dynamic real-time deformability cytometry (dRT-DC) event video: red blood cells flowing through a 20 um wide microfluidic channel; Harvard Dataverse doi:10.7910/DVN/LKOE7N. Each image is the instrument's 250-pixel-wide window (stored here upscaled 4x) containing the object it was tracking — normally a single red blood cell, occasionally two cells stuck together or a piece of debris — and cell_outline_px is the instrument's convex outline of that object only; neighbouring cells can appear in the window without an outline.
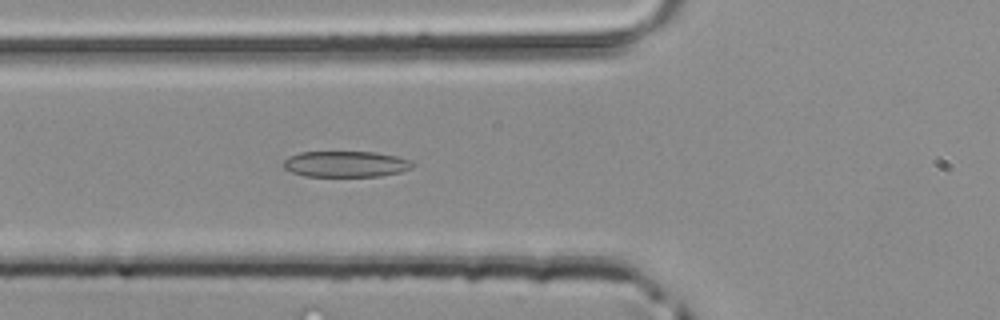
{"species": "common noctule bat (a hibernating species)", "species_latin": "Nyctalus noctula", "temperature_condition": "room temperature", "stored_images_in_passage": 37, "camera_frame_rate_fps": 3000, "um_per_image_px": 0.085, "animal": {"sex": "male", "body_mass_g": 20.4}, "frame": {"image": 1, "passage_image": 8, "time_ms": 2.333, "image_size_px": [1000, 320], "cell_outline_px": [[416, 164], [412, 168], [400, 172], [380, 176], [304, 176], [292, 172], [284, 168], [284, 160], [288, 156], [300, 152], [376, 152], [396, 156], [412, 160]], "centroid_in_image_um": [29.42, 13.94], "position_along_channel_um": 96.4, "area_um2": 19.65}}
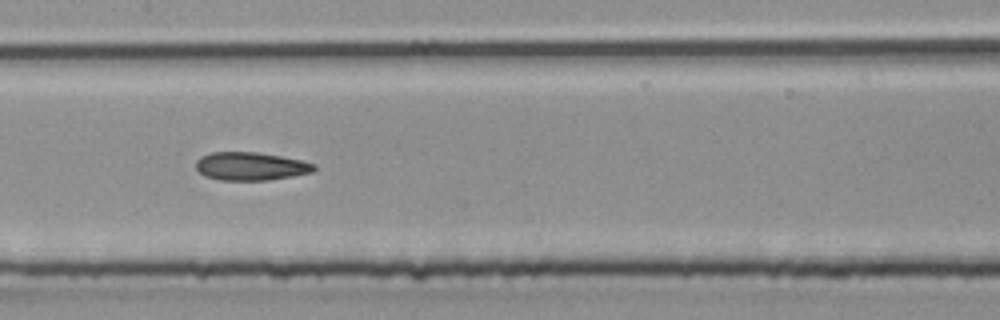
{"frame": {"image": 2, "passage_image": 14, "time_ms": 4.333, "image_size_px": [1000, 320], "cell_outline_px": [[316, 168], [312, 172], [292, 176], [268, 180], [220, 180], [204, 176], [196, 168], [196, 160], [200, 156], [212, 152], [256, 152], [280, 156], [300, 160], [316, 164]], "centroid_in_image_um": [21.29, 14.13], "position_along_channel_um": 186.1, "area_um2": 19.36}}
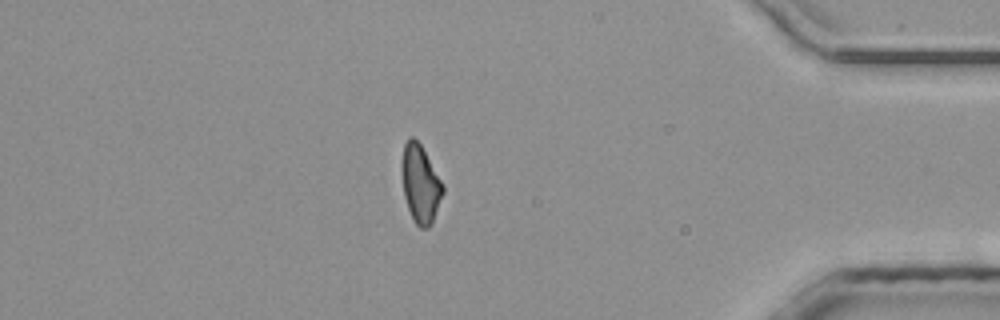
{"frame": {"image": 3, "passage_image": 31, "time_ms": 10.0, "image_size_px": [1000, 320], "cell_outline_px": [[444, 192], [432, 220], [428, 228], [420, 228], [416, 224], [408, 208], [404, 196], [400, 168], [400, 164], [404, 144], [412, 136], [420, 144], [444, 184]], "centroid_in_image_um": [35.71, 15.61], "position_along_channel_um": 399.5, "area_um2": 18.55}}